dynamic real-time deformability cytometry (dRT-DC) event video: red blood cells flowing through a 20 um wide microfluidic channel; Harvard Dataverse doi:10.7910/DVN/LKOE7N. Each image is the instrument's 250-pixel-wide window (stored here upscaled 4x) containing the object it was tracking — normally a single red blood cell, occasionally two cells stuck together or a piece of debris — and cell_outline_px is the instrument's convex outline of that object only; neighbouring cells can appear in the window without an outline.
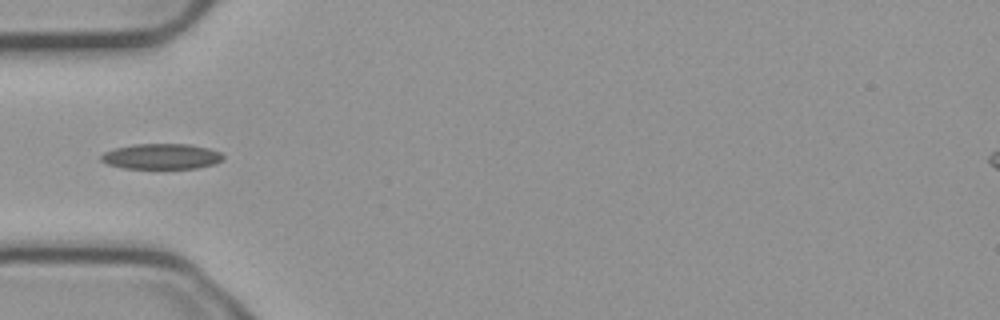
{"species": "common noctule bat (a hibernating species)", "species_latin": "Nyctalus noctula", "temperature_condition": "cold", "stored_images_in_passage": 38, "camera_frame_rate_fps": 3000, "um_per_image_px": 0.085, "animal": {"sex": "male", "body_mass_g": 23.1, "forearm_length_mm": 52.7}, "frame": {"image": 1, "passage_image": 1, "time_ms": 0.0, "image_size_px": [1000, 320], "cell_outline_px": [[224, 160], [212, 164], [196, 168], [124, 168], [108, 164], [100, 160], [100, 156], [104, 152], [116, 148], [136, 144], [188, 144], [208, 148], [220, 152], [224, 156]], "centroid_in_image_um": [13.73, 13.29], "position_along_channel_um": 71.3, "area_um2": 17.98}}
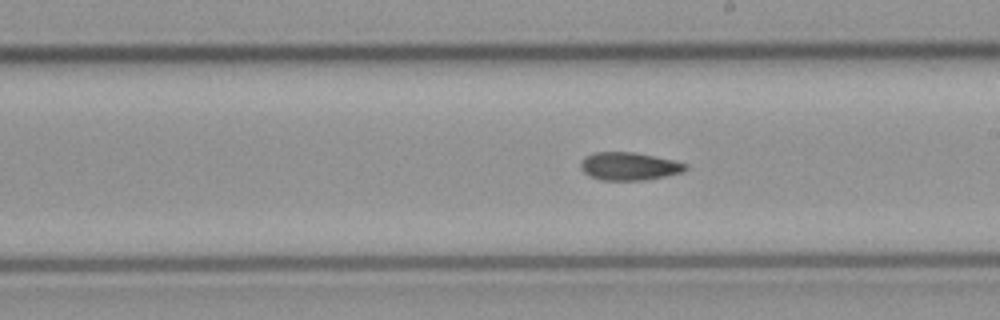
{"frame": {"image": 2, "passage_image": 14, "time_ms": 4.333, "image_size_px": [1000, 320], "cell_outline_px": [[688, 168], [680, 172], [664, 176], [644, 180], [600, 180], [588, 176], [580, 168], [580, 160], [584, 156], [596, 152], [636, 152], [672, 160], [688, 164]], "centroid_in_image_um": [53.41, 14.13], "position_along_channel_um": 235.6, "area_um2": 17.11}}
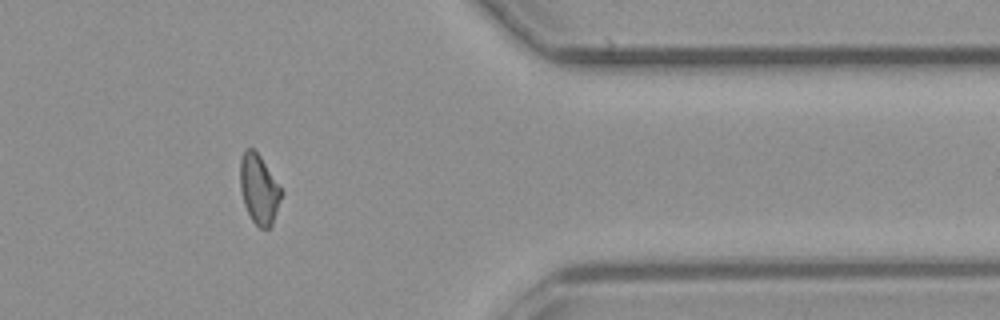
{"frame": {"image": 3, "passage_image": 28, "time_ms": 9.0, "image_size_px": [1000, 320], "cell_outline_px": [[284, 192], [272, 224], [268, 228], [260, 228], [252, 220], [244, 204], [240, 188], [240, 160], [244, 148], [252, 148], [260, 156]], "centroid_in_image_um": [22.01, 16.07], "position_along_channel_um": 389.4, "area_um2": 16.65}, "authors_computed_cell_mechanics": {"area_um2": 16.8487, "velocity_mm_per_s": 3.7604, "shape_relaxation_time_tau1_ms": null, "shape_relaxation_time_tau2_ms": 4.9548, "deformation_change_tau1": null, "deformation_change_tau2": 0.1118}}